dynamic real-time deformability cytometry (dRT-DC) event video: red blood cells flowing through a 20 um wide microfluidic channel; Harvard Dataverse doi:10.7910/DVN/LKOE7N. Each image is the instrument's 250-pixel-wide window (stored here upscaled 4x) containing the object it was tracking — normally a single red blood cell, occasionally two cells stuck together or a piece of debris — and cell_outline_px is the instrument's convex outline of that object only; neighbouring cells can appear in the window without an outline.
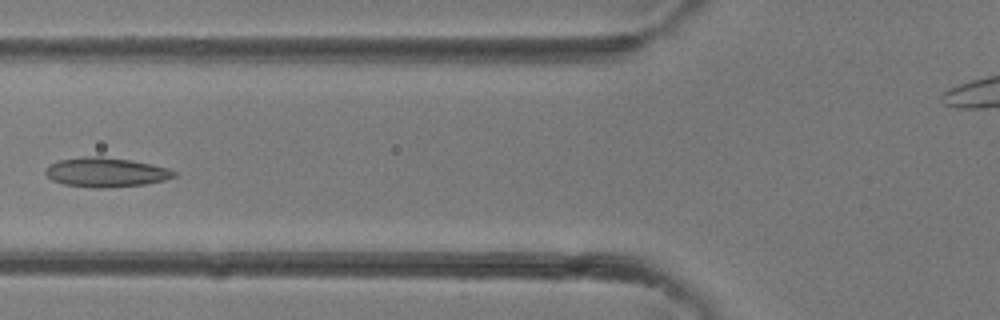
{"species": "common noctule bat (a hibernating species)", "species_latin": "Nyctalus noctula", "temperature_condition": "room temperature", "stored_images_in_passage": 18, "camera_frame_rate_fps": 3000, "um_per_image_px": 0.085, "animal": {"sex": "female"}, "frame": {"image": 1, "passage_image": 16, "time_ms": 5.0, "image_size_px": [1000, 320], "cell_outline_px": [[176, 176], [164, 180], [144, 184], [108, 188], [92, 188], [64, 184], [52, 180], [44, 172], [48, 164], [56, 160], [84, 156], [100, 156], [132, 160], [152, 164], [168, 168], [176, 172]], "centroid_in_image_um": [8.97, 14.64], "position_along_channel_um": 116.8, "area_um2": 22.25}}